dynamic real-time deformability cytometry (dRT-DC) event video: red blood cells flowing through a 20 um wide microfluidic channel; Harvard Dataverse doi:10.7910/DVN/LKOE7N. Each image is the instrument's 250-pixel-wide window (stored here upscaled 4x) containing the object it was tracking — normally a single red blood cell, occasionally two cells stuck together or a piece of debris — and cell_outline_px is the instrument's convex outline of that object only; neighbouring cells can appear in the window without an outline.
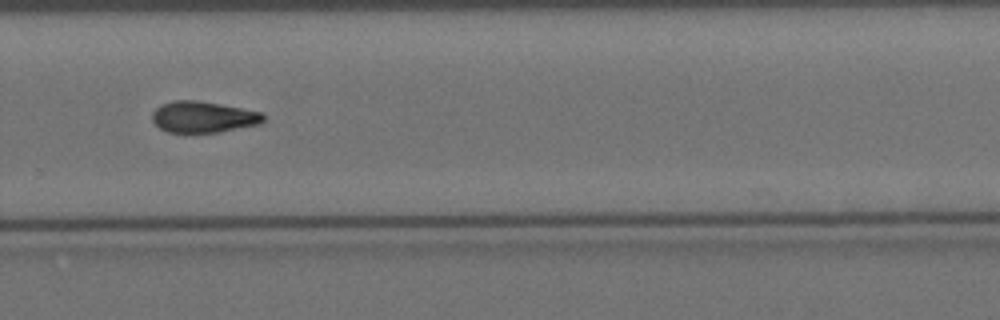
{"species": "Egyptian fruit bat (a non-hibernating species)", "species_latin": "Rousettus aegyptiacus", "temperature_condition": "cold", "stored_images_in_passage": 10, "camera_frame_rate_fps": 3000, "um_per_image_px": 0.085, "animal": {"sex": "female"}, "frame": {"image": 1, "passage_image": 10, "time_ms": 10.667, "image_size_px": [1000, 320], "cell_outline_px": [[264, 120], [260, 124], [220, 132], [168, 132], [160, 128], [152, 120], [152, 112], [160, 104], [172, 100], [196, 100], [220, 104], [260, 112], [264, 116]], "centroid_in_image_um": [17.24, 9.94], "position_along_channel_um": 312.6, "area_um2": 20.17}}